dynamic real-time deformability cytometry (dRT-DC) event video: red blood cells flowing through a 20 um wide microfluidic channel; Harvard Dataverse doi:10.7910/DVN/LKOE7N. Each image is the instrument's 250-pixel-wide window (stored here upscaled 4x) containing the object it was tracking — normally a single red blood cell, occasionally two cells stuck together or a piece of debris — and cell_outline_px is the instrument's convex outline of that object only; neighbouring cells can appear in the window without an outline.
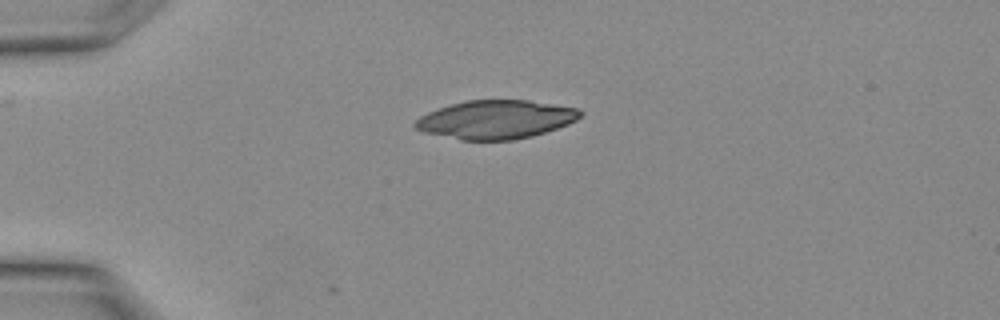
{"species": "Egyptian fruit bat (a non-hibernating species)", "species_latin": "Rousettus aegyptiacus", "temperature_condition": "warm", "stored_images_in_passage": 4, "camera_frame_rate_fps": 3000, "um_per_image_px": 0.085, "animal": {"sex": "female"}, "frame": {"image": 1, "passage_image": 1, "time_ms": 0.0, "image_size_px": [1000, 320], "cell_outline_px": [[584, 112], [576, 120], [568, 124], [532, 136], [512, 140], [460, 140], [424, 132], [416, 128], [412, 124], [420, 116], [428, 112], [464, 100], [528, 100], [580, 108]], "centroid_in_image_um": [42.16, 10.15], "position_along_channel_um": 42.8, "area_um2": 37.05}}